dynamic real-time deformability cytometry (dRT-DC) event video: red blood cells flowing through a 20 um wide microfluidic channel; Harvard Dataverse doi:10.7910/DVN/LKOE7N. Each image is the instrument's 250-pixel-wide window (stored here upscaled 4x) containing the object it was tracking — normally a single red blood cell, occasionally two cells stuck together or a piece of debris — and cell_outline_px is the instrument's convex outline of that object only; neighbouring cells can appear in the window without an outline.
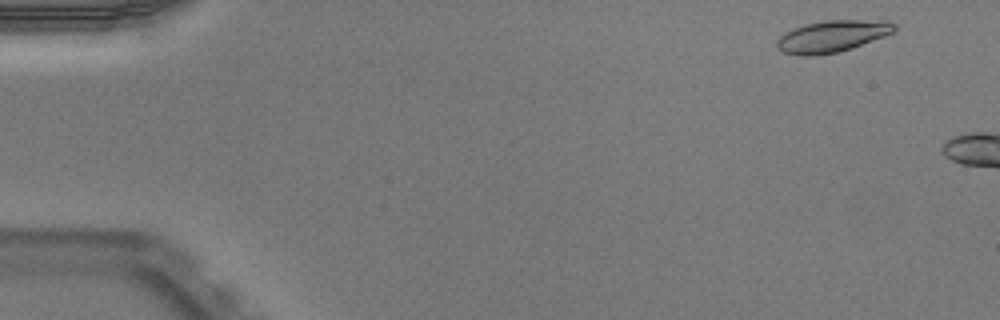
{"species": "Egyptian fruit bat (a non-hibernating species)", "species_latin": "Rousettus aegyptiacus", "temperature_condition": "warm", "stored_images_in_passage": 6, "camera_frame_rate_fps": 3000, "um_per_image_px": 0.085, "animal": {"sex": "male"}, "frame": {"image": 1, "passage_image": 3, "time_ms": 0.667, "image_size_px": [1000, 320], "cell_outline_px": [[896, 32], [852, 48], [836, 52], [816, 56], [800, 56], [784, 52], [776, 44], [776, 40], [784, 32], [792, 28], [804, 24], [824, 20], [888, 20], [896, 24]], "centroid_in_image_um": [70.76, 3.07], "position_along_channel_um": 14.2, "area_um2": 22.02}}